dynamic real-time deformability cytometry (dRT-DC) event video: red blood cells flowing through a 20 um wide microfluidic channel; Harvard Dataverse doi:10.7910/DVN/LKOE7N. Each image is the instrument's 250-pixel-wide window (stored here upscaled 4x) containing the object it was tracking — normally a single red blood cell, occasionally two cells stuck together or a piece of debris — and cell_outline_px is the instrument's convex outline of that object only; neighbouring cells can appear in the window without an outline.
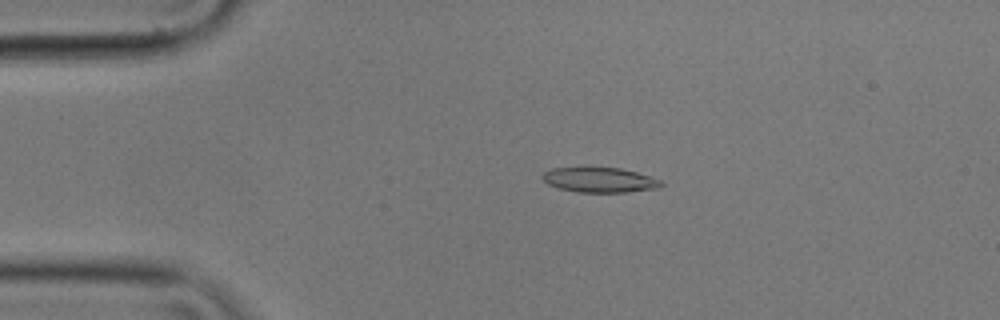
{"species": "common noctule bat (a hibernating species)", "species_latin": "Nyctalus noctula", "temperature_condition": "cold", "stored_images_in_passage": 14, "camera_frame_rate_fps": 3000, "um_per_image_px": 0.085, "animal": {"sex": "male", "body_mass_g": 17.9}, "frame": {"image": 1, "passage_image": 11, "time_ms": 3.333, "image_size_px": [1000, 320], "cell_outline_px": [[664, 184], [660, 188], [624, 192], [576, 192], [560, 188], [548, 184], [540, 176], [544, 172], [552, 168], [620, 168], [636, 172], [660, 180]], "centroid_in_image_um": [50.97, 15.3], "position_along_channel_um": 34.0, "area_um2": 17.05}}